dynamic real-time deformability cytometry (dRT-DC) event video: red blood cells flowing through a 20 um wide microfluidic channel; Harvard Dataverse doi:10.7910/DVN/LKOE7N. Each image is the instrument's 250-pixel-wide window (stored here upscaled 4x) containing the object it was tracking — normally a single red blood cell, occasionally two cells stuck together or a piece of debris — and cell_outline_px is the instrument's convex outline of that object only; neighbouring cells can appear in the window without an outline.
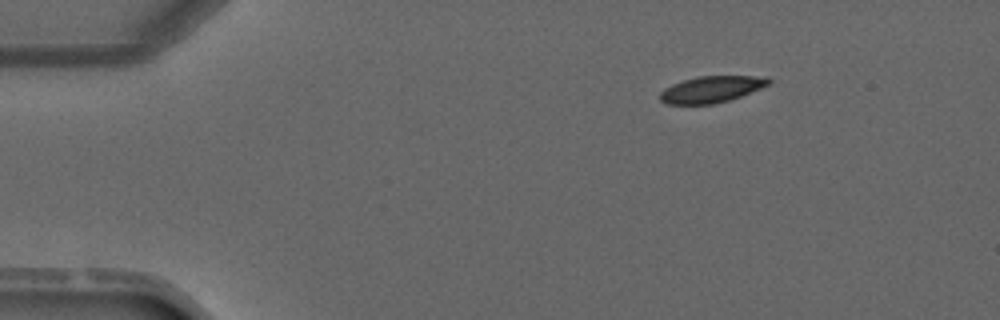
{"species": "common noctule bat (a hibernating species)", "species_latin": "Nyctalus noctula", "temperature_condition": "warm", "stored_images_in_passage": 2, "camera_frame_rate_fps": 3000, "um_per_image_px": 0.085, "animal": {"sex": "male", "forearm_length_mm": 52.5}, "frame": {"image": 1, "passage_image": 2, "time_ms": 1.333, "image_size_px": [1000, 320], "cell_outline_px": [[772, 80], [768, 84], [760, 88], [740, 96], [728, 100], [712, 104], [668, 104], [660, 100], [660, 92], [664, 88], [672, 84], [696, 76], [768, 76]], "centroid_in_image_um": [60.46, 7.58], "position_along_channel_um": 24.5, "area_um2": 16.65}}